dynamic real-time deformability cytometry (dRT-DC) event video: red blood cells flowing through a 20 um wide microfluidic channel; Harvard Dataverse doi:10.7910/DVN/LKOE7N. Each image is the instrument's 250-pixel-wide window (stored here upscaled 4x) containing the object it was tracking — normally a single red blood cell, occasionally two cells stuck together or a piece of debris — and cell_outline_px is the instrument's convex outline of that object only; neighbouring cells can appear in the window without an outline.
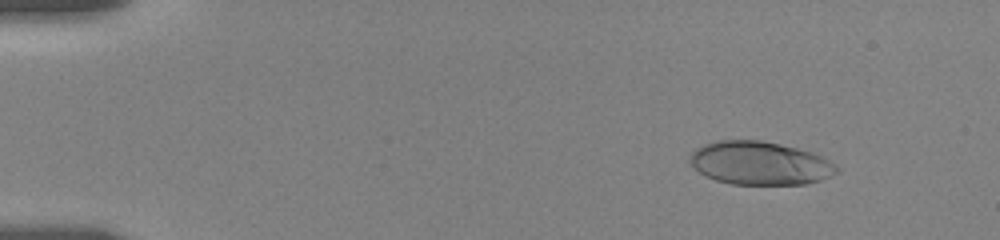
{"species": "human", "species_latin": "Homo sapiens", "temperature_condition": "room temperature", "stored_images_in_passage": 47, "camera_frame_rate_fps": 3000, "um_per_image_px": 0.085, "donor": {"sex": "female"}, "frame": {"image": 1, "passage_image": 3, "time_ms": 0.333, "image_size_px": [1000, 240], "cell_outline_px": [[840, 172], [820, 180], [804, 184], [732, 184], [716, 180], [704, 176], [688, 160], [692, 152], [696, 148], [704, 144], [716, 140], [760, 140], [780, 144], [796, 148], [820, 156], [828, 160], [840, 168]], "centroid_in_image_um": [64.57, 13.87], "position_along_channel_um": 20.4, "area_um2": 36.88}}
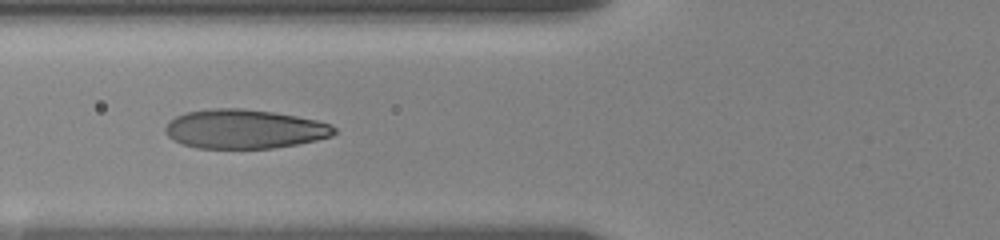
{"frame": {"image": 2, "passage_image": 29, "time_ms": 5.667, "image_size_px": [1000, 240], "cell_outline_px": [[336, 132], [332, 136], [316, 140], [296, 144], [272, 148], [196, 148], [172, 140], [164, 132], [164, 128], [168, 120], [184, 112], [212, 108], [240, 108], [272, 112], [296, 116], [316, 120], [332, 124], [336, 128]], "centroid_in_image_um": [20.74, 10.96], "position_along_channel_um": 105.1, "area_um2": 38.67}}
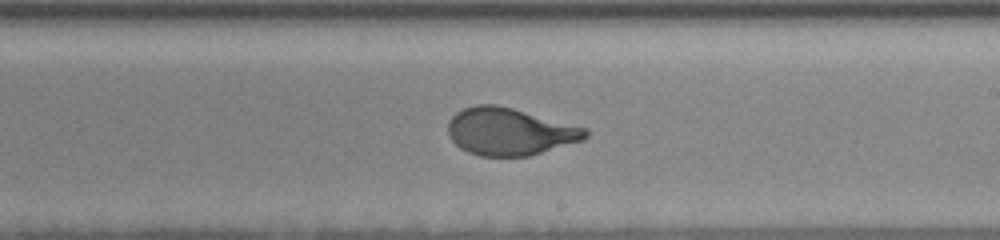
{"frame": {"image": 3, "passage_image": 46, "time_ms": 9.667, "image_size_px": [1000, 240], "cell_outline_px": [[588, 136], [584, 140], [528, 156], [480, 156], [468, 152], [460, 148], [448, 136], [448, 120], [456, 112], [464, 108], [476, 104], [496, 104], [512, 108], [584, 128], [588, 132]], "centroid_in_image_um": [43.27, 11.19], "position_along_channel_um": 245.7, "area_um2": 37.63}}